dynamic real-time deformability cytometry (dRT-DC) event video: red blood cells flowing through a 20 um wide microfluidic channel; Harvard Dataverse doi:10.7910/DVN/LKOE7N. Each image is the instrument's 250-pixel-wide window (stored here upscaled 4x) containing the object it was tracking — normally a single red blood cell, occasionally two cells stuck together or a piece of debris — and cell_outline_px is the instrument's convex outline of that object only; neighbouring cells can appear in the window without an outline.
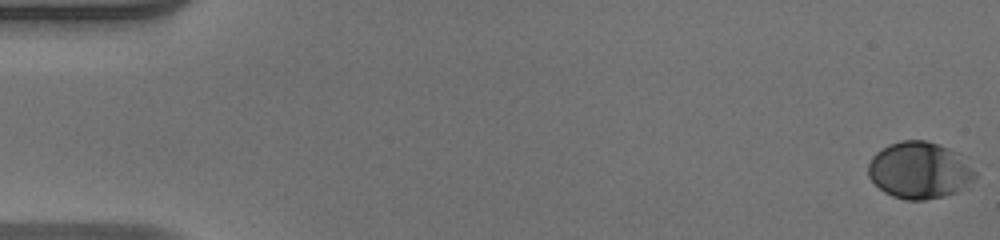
{"species": "human", "species_latin": "Homo sapiens", "temperature_condition": "warm", "stored_images_in_passage": 53, "camera_frame_rate_fps": 3000, "um_per_image_px": 0.085, "donor": {"sex": "male"}, "frame": {"image": 1, "passage_image": 1, "time_ms": 0.0, "image_size_px": [1000, 240], "cell_outline_px": [[976, 176], [972, 180], [956, 192], [944, 196], [924, 200], [904, 200], [892, 196], [884, 192], [868, 176], [868, 164], [872, 156], [876, 152], [888, 144], [900, 140], [928, 140], [948, 148], [972, 168], [976, 172]], "centroid_in_image_um": [78.09, 14.48], "position_along_channel_um": 6.9, "area_um2": 34.97}}
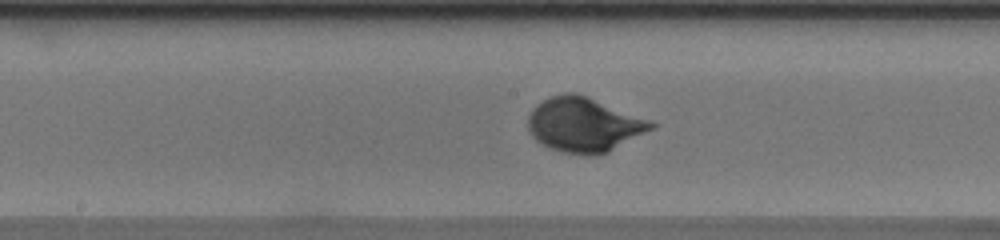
{"frame": {"image": 2, "passage_image": 28, "time_ms": 9.0, "image_size_px": [1000, 240], "cell_outline_px": [[656, 124], [652, 128], [608, 152], [592, 156], [588, 156], [560, 152], [548, 148], [540, 144], [528, 132], [528, 116], [532, 108], [536, 104], [552, 96], [564, 92], [576, 92], [648, 120]], "centroid_in_image_um": [49.54, 10.61], "position_along_channel_um": 198.7, "area_um2": 38.84}}
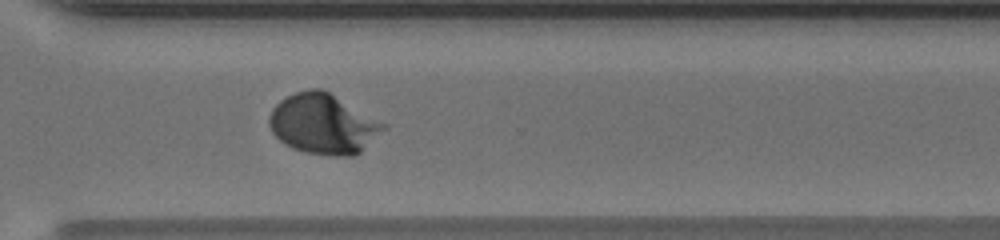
{"frame": {"image": 3, "passage_image": 39, "time_ms": 12.667, "image_size_px": [1000, 240], "cell_outline_px": [[388, 128], [360, 152], [352, 156], [336, 156], [304, 152], [292, 148], [284, 144], [272, 132], [268, 124], [268, 116], [272, 108], [280, 100], [296, 92], [312, 88], [320, 88], [328, 92], [388, 124]], "centroid_in_image_um": [27.48, 10.54], "position_along_channel_um": 343.1, "area_um2": 40.11}, "authors_computed_cell_mechanics": {"area_um2": 35.8938, "velocity_mm_per_s": 3.9522, "shape_relaxation_time_tau1_ms": 2.3363, "shape_relaxation_time_tau2_ms": null, "deformation_change_tau1": 0.1735, "deformation_change_tau2": null}}